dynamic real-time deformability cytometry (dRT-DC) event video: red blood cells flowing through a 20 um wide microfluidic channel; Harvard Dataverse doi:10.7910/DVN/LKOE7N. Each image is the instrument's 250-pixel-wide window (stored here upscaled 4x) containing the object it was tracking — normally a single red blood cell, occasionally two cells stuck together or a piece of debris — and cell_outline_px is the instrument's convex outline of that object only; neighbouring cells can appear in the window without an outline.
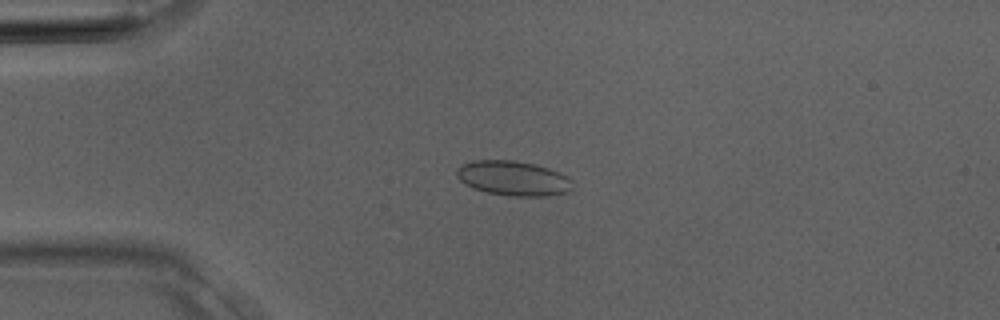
{"species": "Egyptian fruit bat (a non-hibernating species)", "species_latin": "Rousettus aegyptiacus", "temperature_condition": "room temperature", "stored_images_in_passage": 3, "camera_frame_rate_fps": 3000, "um_per_image_px": 0.085, "animal": {"sex": "male"}, "frame": {"image": 1, "passage_image": 2, "time_ms": 0.333, "image_size_px": [1000, 320], "cell_outline_px": [[572, 188], [568, 192], [548, 196], [512, 196], [488, 192], [464, 184], [456, 176], [456, 168], [472, 160], [512, 160], [536, 164], [548, 168], [568, 176], [572, 180]], "centroid_in_image_um": [43.64, 15.15], "position_along_channel_um": 41.4, "area_um2": 23.47}}